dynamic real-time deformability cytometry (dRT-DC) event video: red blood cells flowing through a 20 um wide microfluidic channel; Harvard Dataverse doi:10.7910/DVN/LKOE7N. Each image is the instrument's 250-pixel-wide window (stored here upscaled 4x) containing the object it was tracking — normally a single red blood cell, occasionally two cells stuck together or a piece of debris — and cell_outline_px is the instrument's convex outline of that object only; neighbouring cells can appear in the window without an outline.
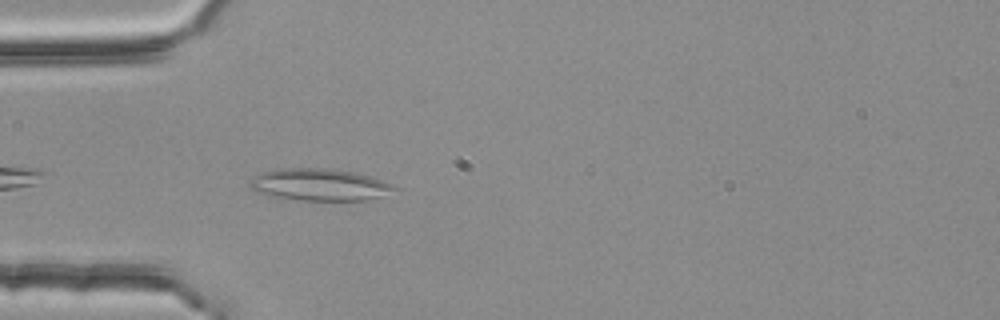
{"species": "common noctule bat (a hibernating species)", "species_latin": "Nyctalus noctula", "temperature_condition": "room temperature", "stored_images_in_passage": 4, "camera_frame_rate_fps": 3000, "um_per_image_px": 0.085, "animal": {"sex": "female", "body_mass_g": 25.1}, "frame": {"image": 1, "passage_image": 4, "time_ms": 1.0, "image_size_px": [1000, 320], "cell_outline_px": [[396, 188], [380, 196], [364, 200], [300, 200], [268, 196], [256, 192], [252, 188], [248, 180], [264, 172], [276, 168], [320, 168], [352, 172], [368, 176], [392, 184]], "centroid_in_image_um": [27.06, 15.7], "position_along_channel_um": 57.9, "area_um2": 26.47}}